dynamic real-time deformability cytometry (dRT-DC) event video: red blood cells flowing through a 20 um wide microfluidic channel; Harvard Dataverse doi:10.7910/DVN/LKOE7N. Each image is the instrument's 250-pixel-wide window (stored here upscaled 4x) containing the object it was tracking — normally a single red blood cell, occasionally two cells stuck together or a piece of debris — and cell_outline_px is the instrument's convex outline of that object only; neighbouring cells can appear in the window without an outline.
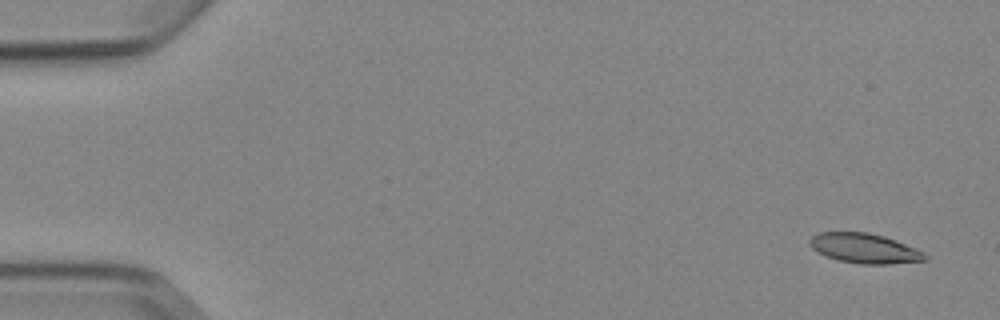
{"species": "Egyptian fruit bat (a non-hibernating species)", "species_latin": "Rousettus aegyptiacus", "temperature_condition": "cold", "stored_images_in_passage": 4, "camera_frame_rate_fps": 3000, "um_per_image_px": 0.085, "animal": {"sex": "female"}, "frame": {"image": 1, "passage_image": 1, "time_ms": 0.0, "image_size_px": [1000, 320], "cell_outline_px": [[928, 260], [888, 264], [860, 264], [840, 260], [816, 252], [808, 244], [808, 240], [812, 236], [820, 232], [868, 232], [884, 236], [916, 248], [924, 252], [928, 256]], "centroid_in_image_um": [73.49, 21.1], "position_along_channel_um": 11.5, "area_um2": 20.06}}